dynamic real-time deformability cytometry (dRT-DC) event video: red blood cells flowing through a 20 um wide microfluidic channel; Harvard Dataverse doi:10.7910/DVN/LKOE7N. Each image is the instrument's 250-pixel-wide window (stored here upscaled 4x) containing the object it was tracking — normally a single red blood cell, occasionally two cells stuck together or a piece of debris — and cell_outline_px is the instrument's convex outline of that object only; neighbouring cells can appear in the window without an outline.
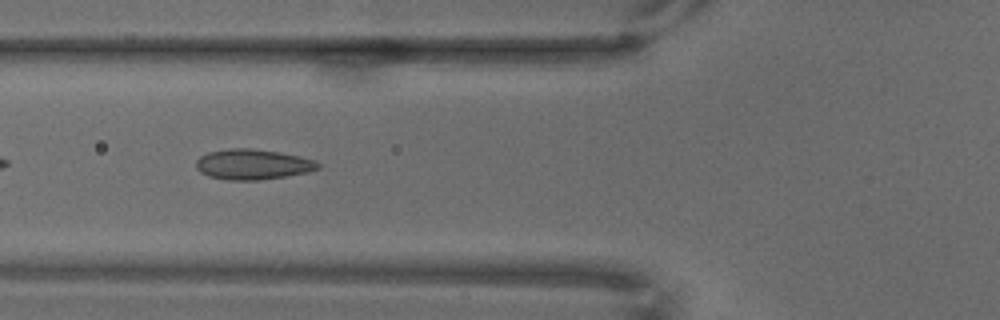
{"species": "common noctule bat (a hibernating species)", "species_latin": "Nyctalus noctula", "temperature_condition": "warm", "stored_images_in_passage": 42, "camera_frame_rate_fps": 3000, "um_per_image_px": 0.085, "animal": {"sex": "male", "body_mass_g": 18.8}, "frame": {"image": 1, "passage_image": 7, "time_ms": 2.0, "image_size_px": [1000, 320], "cell_outline_px": [[320, 168], [308, 172], [260, 180], [228, 180], [208, 176], [200, 172], [196, 168], [196, 160], [200, 156], [208, 152], [228, 148], [248, 148], [280, 152], [300, 156], [316, 160], [320, 164]], "centroid_in_image_um": [21.48, 13.96], "position_along_channel_um": 104.3, "area_um2": 21.68}}